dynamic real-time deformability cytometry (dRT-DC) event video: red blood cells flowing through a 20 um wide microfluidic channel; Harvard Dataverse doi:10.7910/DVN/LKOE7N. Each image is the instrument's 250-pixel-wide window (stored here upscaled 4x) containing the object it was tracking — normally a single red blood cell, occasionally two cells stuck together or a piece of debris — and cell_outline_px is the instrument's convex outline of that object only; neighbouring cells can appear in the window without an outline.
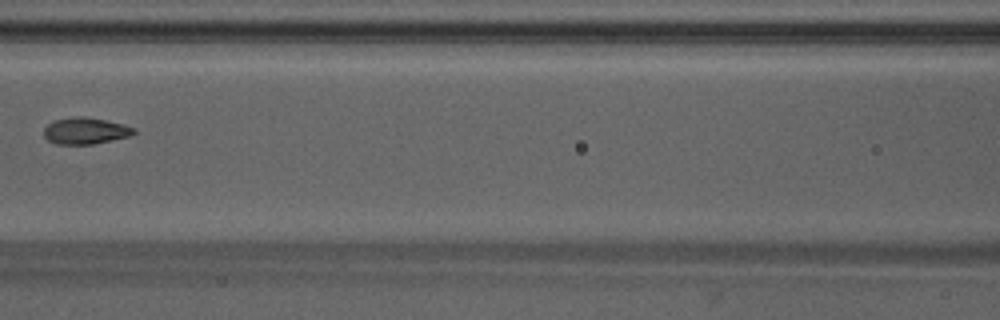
{"species": "Egyptian fruit bat (a non-hibernating species)", "species_latin": "Rousettus aegyptiacus", "temperature_condition": "warm", "stored_images_in_passage": 6, "camera_frame_rate_fps": 3000, "um_per_image_px": 0.085, "animal": {"sex": "male"}, "frame": {"image": 1, "passage_image": 6, "time_ms": 1.667, "image_size_px": [1000, 320], "cell_outline_px": [[136, 132], [128, 136], [112, 140], [92, 144], [56, 144], [48, 140], [44, 136], [44, 128], [48, 124], [56, 120], [76, 116], [84, 116], [124, 124], [136, 128]], "centroid_in_image_um": [7.26, 11.12], "position_along_channel_um": 159.3, "area_um2": 13.81}}